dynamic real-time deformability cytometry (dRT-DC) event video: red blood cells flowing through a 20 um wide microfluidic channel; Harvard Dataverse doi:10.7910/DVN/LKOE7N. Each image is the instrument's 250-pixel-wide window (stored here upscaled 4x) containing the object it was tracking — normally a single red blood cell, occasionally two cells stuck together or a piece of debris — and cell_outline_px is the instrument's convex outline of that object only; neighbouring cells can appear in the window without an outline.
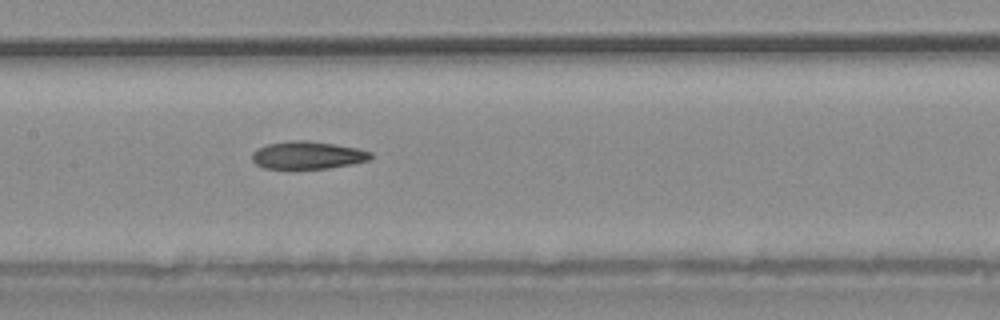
{"species": "common noctule bat (a hibernating species)", "species_latin": "Nyctalus noctula", "temperature_condition": "warm", "stored_images_in_passage": 36, "camera_frame_rate_fps": 3000, "um_per_image_px": 0.085, "animal": {"sex": "male", "body_mass_g": 20.4}, "frame": {"image": 1, "passage_image": 16, "time_ms": 5.0, "image_size_px": [1000, 320], "cell_outline_px": [[372, 156], [368, 160], [352, 164], [328, 168], [264, 168], [256, 164], [252, 160], [252, 152], [256, 148], [268, 144], [292, 140], [304, 140], [332, 144], [356, 148], [372, 152]], "centroid_in_image_um": [26.12, 13.19], "position_along_channel_um": 181.3, "area_um2": 18.9}}